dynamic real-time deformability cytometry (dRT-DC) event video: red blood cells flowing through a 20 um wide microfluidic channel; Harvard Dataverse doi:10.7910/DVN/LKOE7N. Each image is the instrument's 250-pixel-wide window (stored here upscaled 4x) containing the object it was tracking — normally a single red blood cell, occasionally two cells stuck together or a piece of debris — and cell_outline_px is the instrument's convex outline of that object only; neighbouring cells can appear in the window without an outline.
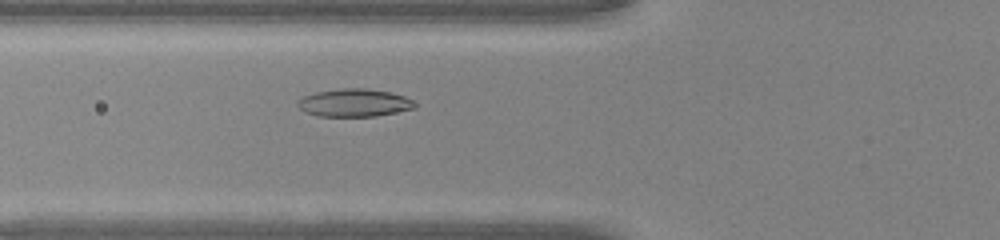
{"species": "common noctule bat (a hibernating species)", "species_latin": "Nyctalus noctula", "temperature_condition": "warm", "stored_images_in_passage": 41, "camera_frame_rate_fps": 3000, "um_per_image_px": 0.085, "animal": {"sex": "male", "body_mass_g": 20.0, "forearm_length_mm": 53.3}, "frame": {"image": 1, "passage_image": 12, "time_ms": 3.667, "image_size_px": [1000, 240], "cell_outline_px": [[416, 108], [376, 116], [316, 116], [304, 112], [296, 104], [304, 96], [316, 92], [340, 88], [368, 88], [388, 92], [404, 96], [412, 100], [416, 104]], "centroid_in_image_um": [30.11, 8.74], "position_along_channel_um": 95.7, "area_um2": 18.96}}
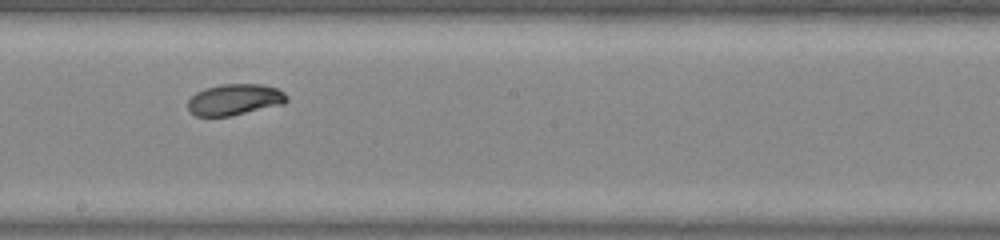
{"frame": {"image": 2, "passage_image": 21, "time_ms": 6.667, "image_size_px": [1000, 240], "cell_outline_px": [[288, 100], [284, 104], [228, 116], [196, 116], [188, 108], [188, 100], [196, 92], [204, 88], [220, 84], [260, 84], [276, 88], [284, 92], [288, 96]], "centroid_in_image_um": [19.95, 8.45], "position_along_channel_um": 228.2, "area_um2": 17.92}}
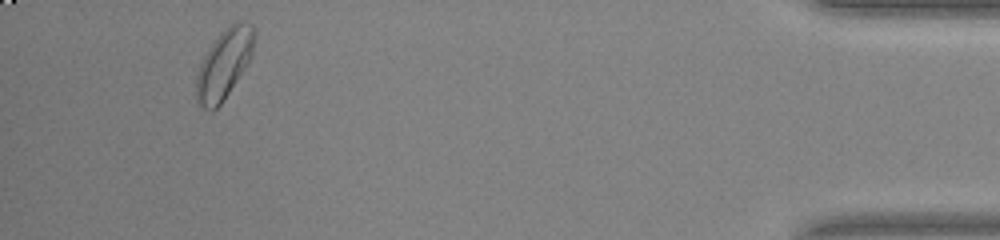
{"frame": {"image": 3, "passage_image": 38, "time_ms": 12.333, "image_size_px": [1000, 240], "cell_outline_px": [[256, 36], [252, 52], [244, 68], [224, 100], [212, 112], [208, 112], [196, 100], [196, 76], [200, 64], [208, 48], [220, 32], [236, 20], [240, 20], [252, 24], [256, 28]], "centroid_in_image_um": [19.05, 5.41], "position_along_channel_um": 416.2, "area_um2": 23.52}}